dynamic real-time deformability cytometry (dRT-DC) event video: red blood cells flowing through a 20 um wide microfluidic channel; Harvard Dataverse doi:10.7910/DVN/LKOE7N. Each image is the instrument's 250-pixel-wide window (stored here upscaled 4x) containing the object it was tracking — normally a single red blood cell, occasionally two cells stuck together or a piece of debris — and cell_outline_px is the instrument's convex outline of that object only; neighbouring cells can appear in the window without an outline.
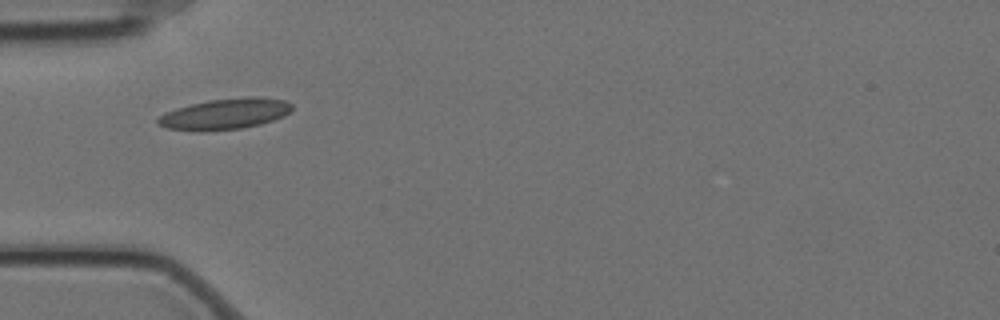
{"species": "Egyptian fruit bat (a non-hibernating species)", "species_latin": "Rousettus aegyptiacus", "temperature_condition": "cold", "stored_images_in_passage": 6, "camera_frame_rate_fps": 3000, "um_per_image_px": 0.085, "animal": {"sex": "female"}, "frame": {"image": 1, "passage_image": 1, "time_ms": 0.0, "image_size_px": [1000, 320], "cell_outline_px": [[292, 108], [284, 116], [260, 124], [240, 128], [204, 132], [196, 132], [168, 128], [156, 124], [156, 120], [164, 112], [176, 108], [208, 100], [248, 96], [256, 96], [284, 100], [292, 104]], "centroid_in_image_um": [19.08, 9.69], "position_along_channel_um": 65.9, "area_um2": 24.28}}
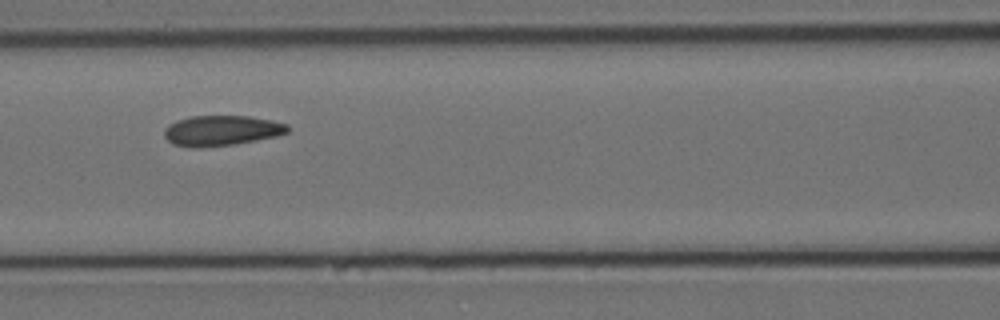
{"frame": {"image": 2, "passage_image": 3, "time_ms": 0.667, "image_size_px": [1000, 320], "cell_outline_px": [[288, 132], [276, 136], [256, 140], [232, 144], [196, 148], [192, 148], [172, 144], [164, 136], [164, 128], [168, 124], [176, 120], [192, 116], [248, 116], [272, 120], [288, 124]], "centroid_in_image_um": [18.79, 11.09], "position_along_channel_um": 147.8, "area_um2": 21.79}}
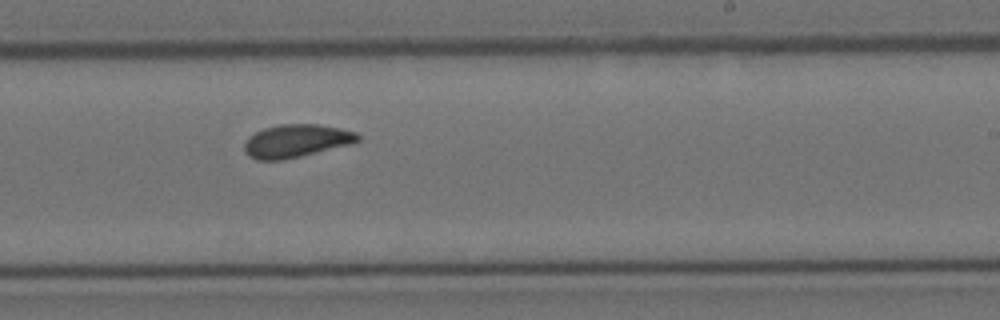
{"frame": {"image": 3, "passage_image": 6, "time_ms": 1.667, "image_size_px": [1000, 320], "cell_outline_px": [[360, 140], [348, 144], [284, 160], [256, 160], [248, 156], [244, 152], [244, 144], [248, 136], [264, 128], [280, 124], [316, 124], [340, 128], [356, 132], [360, 136]], "centroid_in_image_um": [25.13, 11.97], "position_along_channel_um": 263.9, "area_um2": 21.68}}